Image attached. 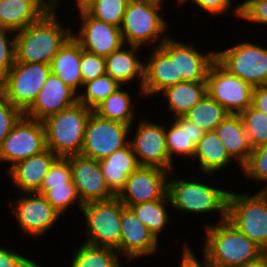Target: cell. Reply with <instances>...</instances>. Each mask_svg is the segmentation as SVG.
<instances>
[{
  "mask_svg": "<svg viewBox=\"0 0 267 267\" xmlns=\"http://www.w3.org/2000/svg\"><path fill=\"white\" fill-rule=\"evenodd\" d=\"M58 12L46 13L15 35V62L49 64L71 36L72 28L63 25Z\"/></svg>",
  "mask_w": 267,
  "mask_h": 267,
  "instance_id": "1",
  "label": "cell"
},
{
  "mask_svg": "<svg viewBox=\"0 0 267 267\" xmlns=\"http://www.w3.org/2000/svg\"><path fill=\"white\" fill-rule=\"evenodd\" d=\"M204 226L205 242L201 248L213 265L240 267L265 253L227 219L215 224L205 223Z\"/></svg>",
  "mask_w": 267,
  "mask_h": 267,
  "instance_id": "2",
  "label": "cell"
},
{
  "mask_svg": "<svg viewBox=\"0 0 267 267\" xmlns=\"http://www.w3.org/2000/svg\"><path fill=\"white\" fill-rule=\"evenodd\" d=\"M175 172L171 171L168 176L167 194L171 207L176 212L211 214V212L220 213L219 220L227 219L228 197L230 191L223 190L220 187L212 186L208 182L201 180H191L176 178Z\"/></svg>",
  "mask_w": 267,
  "mask_h": 267,
  "instance_id": "3",
  "label": "cell"
},
{
  "mask_svg": "<svg viewBox=\"0 0 267 267\" xmlns=\"http://www.w3.org/2000/svg\"><path fill=\"white\" fill-rule=\"evenodd\" d=\"M163 4L157 0L128 1L120 27L124 44L154 48L169 37V24L162 17Z\"/></svg>",
  "mask_w": 267,
  "mask_h": 267,
  "instance_id": "4",
  "label": "cell"
},
{
  "mask_svg": "<svg viewBox=\"0 0 267 267\" xmlns=\"http://www.w3.org/2000/svg\"><path fill=\"white\" fill-rule=\"evenodd\" d=\"M92 112L93 109L77 102L44 119L47 149L63 158L81 154L86 124Z\"/></svg>",
  "mask_w": 267,
  "mask_h": 267,
  "instance_id": "5",
  "label": "cell"
},
{
  "mask_svg": "<svg viewBox=\"0 0 267 267\" xmlns=\"http://www.w3.org/2000/svg\"><path fill=\"white\" fill-rule=\"evenodd\" d=\"M84 243L116 250L120 255L122 203L115 195L108 200L84 203Z\"/></svg>",
  "mask_w": 267,
  "mask_h": 267,
  "instance_id": "6",
  "label": "cell"
},
{
  "mask_svg": "<svg viewBox=\"0 0 267 267\" xmlns=\"http://www.w3.org/2000/svg\"><path fill=\"white\" fill-rule=\"evenodd\" d=\"M227 220L267 252V192H231Z\"/></svg>",
  "mask_w": 267,
  "mask_h": 267,
  "instance_id": "7",
  "label": "cell"
},
{
  "mask_svg": "<svg viewBox=\"0 0 267 267\" xmlns=\"http://www.w3.org/2000/svg\"><path fill=\"white\" fill-rule=\"evenodd\" d=\"M229 47L215 50L216 61L253 87L267 85V48L248 39Z\"/></svg>",
  "mask_w": 267,
  "mask_h": 267,
  "instance_id": "8",
  "label": "cell"
},
{
  "mask_svg": "<svg viewBox=\"0 0 267 267\" xmlns=\"http://www.w3.org/2000/svg\"><path fill=\"white\" fill-rule=\"evenodd\" d=\"M23 194V195H22ZM20 193V197L8 200L9 209L16 218L20 233L34 240L41 239L62 217L45 197L36 192ZM13 201V202H12Z\"/></svg>",
  "mask_w": 267,
  "mask_h": 267,
  "instance_id": "9",
  "label": "cell"
},
{
  "mask_svg": "<svg viewBox=\"0 0 267 267\" xmlns=\"http://www.w3.org/2000/svg\"><path fill=\"white\" fill-rule=\"evenodd\" d=\"M50 73L49 64L15 62L2 78L0 90L24 112L36 99Z\"/></svg>",
  "mask_w": 267,
  "mask_h": 267,
  "instance_id": "10",
  "label": "cell"
},
{
  "mask_svg": "<svg viewBox=\"0 0 267 267\" xmlns=\"http://www.w3.org/2000/svg\"><path fill=\"white\" fill-rule=\"evenodd\" d=\"M132 126L99 117L92 112L86 128L81 155L103 159L129 144ZM130 133V134H129Z\"/></svg>",
  "mask_w": 267,
  "mask_h": 267,
  "instance_id": "11",
  "label": "cell"
},
{
  "mask_svg": "<svg viewBox=\"0 0 267 267\" xmlns=\"http://www.w3.org/2000/svg\"><path fill=\"white\" fill-rule=\"evenodd\" d=\"M207 94L229 114H241L252 105L254 87L230 74L215 61L206 78Z\"/></svg>",
  "mask_w": 267,
  "mask_h": 267,
  "instance_id": "12",
  "label": "cell"
},
{
  "mask_svg": "<svg viewBox=\"0 0 267 267\" xmlns=\"http://www.w3.org/2000/svg\"><path fill=\"white\" fill-rule=\"evenodd\" d=\"M47 149L43 122L22 116L0 147V163H15L37 155Z\"/></svg>",
  "mask_w": 267,
  "mask_h": 267,
  "instance_id": "13",
  "label": "cell"
},
{
  "mask_svg": "<svg viewBox=\"0 0 267 267\" xmlns=\"http://www.w3.org/2000/svg\"><path fill=\"white\" fill-rule=\"evenodd\" d=\"M149 51L142 88L145 98H153L163 89L182 82V78L177 77L176 38L171 35L160 46L152 47Z\"/></svg>",
  "mask_w": 267,
  "mask_h": 267,
  "instance_id": "14",
  "label": "cell"
},
{
  "mask_svg": "<svg viewBox=\"0 0 267 267\" xmlns=\"http://www.w3.org/2000/svg\"><path fill=\"white\" fill-rule=\"evenodd\" d=\"M136 124L135 134L129 143L140 166L158 167L166 171L176 170L167 152L165 124L149 121L145 118Z\"/></svg>",
  "mask_w": 267,
  "mask_h": 267,
  "instance_id": "15",
  "label": "cell"
},
{
  "mask_svg": "<svg viewBox=\"0 0 267 267\" xmlns=\"http://www.w3.org/2000/svg\"><path fill=\"white\" fill-rule=\"evenodd\" d=\"M169 173L158 167L140 166L116 196L125 207L162 199L167 194Z\"/></svg>",
  "mask_w": 267,
  "mask_h": 267,
  "instance_id": "16",
  "label": "cell"
},
{
  "mask_svg": "<svg viewBox=\"0 0 267 267\" xmlns=\"http://www.w3.org/2000/svg\"><path fill=\"white\" fill-rule=\"evenodd\" d=\"M80 26L71 31V36L83 50L106 57L119 49L124 41L119 27L98 20L86 11L78 12Z\"/></svg>",
  "mask_w": 267,
  "mask_h": 267,
  "instance_id": "17",
  "label": "cell"
},
{
  "mask_svg": "<svg viewBox=\"0 0 267 267\" xmlns=\"http://www.w3.org/2000/svg\"><path fill=\"white\" fill-rule=\"evenodd\" d=\"M65 158L69 161L72 181L83 204L115 196L104 180L98 160L81 154Z\"/></svg>",
  "mask_w": 267,
  "mask_h": 267,
  "instance_id": "18",
  "label": "cell"
},
{
  "mask_svg": "<svg viewBox=\"0 0 267 267\" xmlns=\"http://www.w3.org/2000/svg\"><path fill=\"white\" fill-rule=\"evenodd\" d=\"M159 241L134 212L122 204L120 256L129 263L157 254ZM159 246V247H158Z\"/></svg>",
  "mask_w": 267,
  "mask_h": 267,
  "instance_id": "19",
  "label": "cell"
},
{
  "mask_svg": "<svg viewBox=\"0 0 267 267\" xmlns=\"http://www.w3.org/2000/svg\"><path fill=\"white\" fill-rule=\"evenodd\" d=\"M77 102L78 94L57 75L50 73L36 99L24 111V116L43 121Z\"/></svg>",
  "mask_w": 267,
  "mask_h": 267,
  "instance_id": "20",
  "label": "cell"
},
{
  "mask_svg": "<svg viewBox=\"0 0 267 267\" xmlns=\"http://www.w3.org/2000/svg\"><path fill=\"white\" fill-rule=\"evenodd\" d=\"M143 47L137 45L126 46L123 44L119 49L112 52L109 56L105 57V69L106 74L116 80L122 86H128L131 81H138V97L137 100L142 97V88L144 85V67L145 61H141L139 57L140 50Z\"/></svg>",
  "mask_w": 267,
  "mask_h": 267,
  "instance_id": "21",
  "label": "cell"
},
{
  "mask_svg": "<svg viewBox=\"0 0 267 267\" xmlns=\"http://www.w3.org/2000/svg\"><path fill=\"white\" fill-rule=\"evenodd\" d=\"M59 157L51 150L31 156L6 168L12 185L21 193H34L40 189L45 175Z\"/></svg>",
  "mask_w": 267,
  "mask_h": 267,
  "instance_id": "22",
  "label": "cell"
},
{
  "mask_svg": "<svg viewBox=\"0 0 267 267\" xmlns=\"http://www.w3.org/2000/svg\"><path fill=\"white\" fill-rule=\"evenodd\" d=\"M171 120H168L170 122L167 127L165 123V138L170 161L175 164L176 156L178 158L183 156V159H193L196 145L205 131L184 116Z\"/></svg>",
  "mask_w": 267,
  "mask_h": 267,
  "instance_id": "23",
  "label": "cell"
},
{
  "mask_svg": "<svg viewBox=\"0 0 267 267\" xmlns=\"http://www.w3.org/2000/svg\"><path fill=\"white\" fill-rule=\"evenodd\" d=\"M194 43L176 39L177 77L182 81H206L211 65L216 61V51L201 53Z\"/></svg>",
  "mask_w": 267,
  "mask_h": 267,
  "instance_id": "24",
  "label": "cell"
},
{
  "mask_svg": "<svg viewBox=\"0 0 267 267\" xmlns=\"http://www.w3.org/2000/svg\"><path fill=\"white\" fill-rule=\"evenodd\" d=\"M230 157L239 164V168L247 163L251 147L245 126L240 114H229L215 129Z\"/></svg>",
  "mask_w": 267,
  "mask_h": 267,
  "instance_id": "25",
  "label": "cell"
},
{
  "mask_svg": "<svg viewBox=\"0 0 267 267\" xmlns=\"http://www.w3.org/2000/svg\"><path fill=\"white\" fill-rule=\"evenodd\" d=\"M82 52V47L70 36L50 63L51 73L57 75L77 94L82 88V75L80 70Z\"/></svg>",
  "mask_w": 267,
  "mask_h": 267,
  "instance_id": "26",
  "label": "cell"
},
{
  "mask_svg": "<svg viewBox=\"0 0 267 267\" xmlns=\"http://www.w3.org/2000/svg\"><path fill=\"white\" fill-rule=\"evenodd\" d=\"M98 161L104 180L115 195L125 186L128 176L140 167L130 143Z\"/></svg>",
  "mask_w": 267,
  "mask_h": 267,
  "instance_id": "27",
  "label": "cell"
},
{
  "mask_svg": "<svg viewBox=\"0 0 267 267\" xmlns=\"http://www.w3.org/2000/svg\"><path fill=\"white\" fill-rule=\"evenodd\" d=\"M198 162V168L204 175L213 176L214 173L222 172V169L229 166L233 159L228 154L221 139L214 131L205 132L196 145L193 159Z\"/></svg>",
  "mask_w": 267,
  "mask_h": 267,
  "instance_id": "28",
  "label": "cell"
},
{
  "mask_svg": "<svg viewBox=\"0 0 267 267\" xmlns=\"http://www.w3.org/2000/svg\"><path fill=\"white\" fill-rule=\"evenodd\" d=\"M47 12L34 0H2L0 28L14 32L38 22Z\"/></svg>",
  "mask_w": 267,
  "mask_h": 267,
  "instance_id": "29",
  "label": "cell"
},
{
  "mask_svg": "<svg viewBox=\"0 0 267 267\" xmlns=\"http://www.w3.org/2000/svg\"><path fill=\"white\" fill-rule=\"evenodd\" d=\"M168 104V109L172 116L170 119L184 116L196 105L206 94V81H182L169 86L158 93Z\"/></svg>",
  "mask_w": 267,
  "mask_h": 267,
  "instance_id": "30",
  "label": "cell"
},
{
  "mask_svg": "<svg viewBox=\"0 0 267 267\" xmlns=\"http://www.w3.org/2000/svg\"><path fill=\"white\" fill-rule=\"evenodd\" d=\"M123 87L127 86H121L115 92L111 93L93 109V112L101 118L135 126L133 124L137 120L135 117L139 118V114L135 110L136 106L134 102L136 101H134L135 98L132 99L134 97L133 94L129 93V90L126 91Z\"/></svg>",
  "mask_w": 267,
  "mask_h": 267,
  "instance_id": "31",
  "label": "cell"
},
{
  "mask_svg": "<svg viewBox=\"0 0 267 267\" xmlns=\"http://www.w3.org/2000/svg\"><path fill=\"white\" fill-rule=\"evenodd\" d=\"M167 205L171 206L168 194L162 199L131 205L129 208L159 241L160 235L172 218L168 209L166 210Z\"/></svg>",
  "mask_w": 267,
  "mask_h": 267,
  "instance_id": "32",
  "label": "cell"
},
{
  "mask_svg": "<svg viewBox=\"0 0 267 267\" xmlns=\"http://www.w3.org/2000/svg\"><path fill=\"white\" fill-rule=\"evenodd\" d=\"M228 115L226 109L206 94L184 117L209 132L214 131Z\"/></svg>",
  "mask_w": 267,
  "mask_h": 267,
  "instance_id": "33",
  "label": "cell"
},
{
  "mask_svg": "<svg viewBox=\"0 0 267 267\" xmlns=\"http://www.w3.org/2000/svg\"><path fill=\"white\" fill-rule=\"evenodd\" d=\"M73 254L70 267H117L120 264L116 250L84 242Z\"/></svg>",
  "mask_w": 267,
  "mask_h": 267,
  "instance_id": "34",
  "label": "cell"
},
{
  "mask_svg": "<svg viewBox=\"0 0 267 267\" xmlns=\"http://www.w3.org/2000/svg\"><path fill=\"white\" fill-rule=\"evenodd\" d=\"M121 86L116 80L105 73L96 79L83 83L81 91L78 93V103L94 109Z\"/></svg>",
  "mask_w": 267,
  "mask_h": 267,
  "instance_id": "35",
  "label": "cell"
},
{
  "mask_svg": "<svg viewBox=\"0 0 267 267\" xmlns=\"http://www.w3.org/2000/svg\"><path fill=\"white\" fill-rule=\"evenodd\" d=\"M246 133L248 135L251 147L267 144V115L254 108L252 105L240 114Z\"/></svg>",
  "mask_w": 267,
  "mask_h": 267,
  "instance_id": "36",
  "label": "cell"
},
{
  "mask_svg": "<svg viewBox=\"0 0 267 267\" xmlns=\"http://www.w3.org/2000/svg\"><path fill=\"white\" fill-rule=\"evenodd\" d=\"M43 196L63 216L72 206H79L81 212L84 205L79 198L73 181L66 183V186H50ZM64 213V214H63Z\"/></svg>",
  "mask_w": 267,
  "mask_h": 267,
  "instance_id": "37",
  "label": "cell"
},
{
  "mask_svg": "<svg viewBox=\"0 0 267 267\" xmlns=\"http://www.w3.org/2000/svg\"><path fill=\"white\" fill-rule=\"evenodd\" d=\"M129 0H96L85 11L98 20L121 27Z\"/></svg>",
  "mask_w": 267,
  "mask_h": 267,
  "instance_id": "38",
  "label": "cell"
},
{
  "mask_svg": "<svg viewBox=\"0 0 267 267\" xmlns=\"http://www.w3.org/2000/svg\"><path fill=\"white\" fill-rule=\"evenodd\" d=\"M248 180L263 182L265 186L258 191L267 192V144L256 147L250 153L247 163L242 167Z\"/></svg>",
  "mask_w": 267,
  "mask_h": 267,
  "instance_id": "39",
  "label": "cell"
},
{
  "mask_svg": "<svg viewBox=\"0 0 267 267\" xmlns=\"http://www.w3.org/2000/svg\"><path fill=\"white\" fill-rule=\"evenodd\" d=\"M72 181L71 168L66 158L59 157L45 175L40 189L36 192L43 195L50 186H66Z\"/></svg>",
  "mask_w": 267,
  "mask_h": 267,
  "instance_id": "40",
  "label": "cell"
},
{
  "mask_svg": "<svg viewBox=\"0 0 267 267\" xmlns=\"http://www.w3.org/2000/svg\"><path fill=\"white\" fill-rule=\"evenodd\" d=\"M24 115V112L14 106L0 90V147L8 133Z\"/></svg>",
  "mask_w": 267,
  "mask_h": 267,
  "instance_id": "41",
  "label": "cell"
},
{
  "mask_svg": "<svg viewBox=\"0 0 267 267\" xmlns=\"http://www.w3.org/2000/svg\"><path fill=\"white\" fill-rule=\"evenodd\" d=\"M16 32L0 28V76L3 78L15 64Z\"/></svg>",
  "mask_w": 267,
  "mask_h": 267,
  "instance_id": "42",
  "label": "cell"
},
{
  "mask_svg": "<svg viewBox=\"0 0 267 267\" xmlns=\"http://www.w3.org/2000/svg\"><path fill=\"white\" fill-rule=\"evenodd\" d=\"M188 1L189 3L192 2V5H196L201 11H204L207 16L227 15L232 11V14L235 15L234 17L240 18V2L234 6L233 0H186L182 5L187 4Z\"/></svg>",
  "mask_w": 267,
  "mask_h": 267,
  "instance_id": "43",
  "label": "cell"
},
{
  "mask_svg": "<svg viewBox=\"0 0 267 267\" xmlns=\"http://www.w3.org/2000/svg\"><path fill=\"white\" fill-rule=\"evenodd\" d=\"M240 20L251 24L267 25V1L245 0L240 2Z\"/></svg>",
  "mask_w": 267,
  "mask_h": 267,
  "instance_id": "44",
  "label": "cell"
},
{
  "mask_svg": "<svg viewBox=\"0 0 267 267\" xmlns=\"http://www.w3.org/2000/svg\"><path fill=\"white\" fill-rule=\"evenodd\" d=\"M80 70L83 83L96 79L106 73L105 57L83 50Z\"/></svg>",
  "mask_w": 267,
  "mask_h": 267,
  "instance_id": "45",
  "label": "cell"
},
{
  "mask_svg": "<svg viewBox=\"0 0 267 267\" xmlns=\"http://www.w3.org/2000/svg\"><path fill=\"white\" fill-rule=\"evenodd\" d=\"M15 250V251H14ZM25 254L17 253V249L0 247V267H39L40 264L23 256Z\"/></svg>",
  "mask_w": 267,
  "mask_h": 267,
  "instance_id": "46",
  "label": "cell"
},
{
  "mask_svg": "<svg viewBox=\"0 0 267 267\" xmlns=\"http://www.w3.org/2000/svg\"><path fill=\"white\" fill-rule=\"evenodd\" d=\"M182 248V256L180 258L178 267H209V260L204 253H202V262H200V260L197 259L196 255L194 254L195 252H193V247L191 248L189 244L185 242Z\"/></svg>",
  "mask_w": 267,
  "mask_h": 267,
  "instance_id": "47",
  "label": "cell"
},
{
  "mask_svg": "<svg viewBox=\"0 0 267 267\" xmlns=\"http://www.w3.org/2000/svg\"><path fill=\"white\" fill-rule=\"evenodd\" d=\"M252 106L267 115V85L254 87Z\"/></svg>",
  "mask_w": 267,
  "mask_h": 267,
  "instance_id": "48",
  "label": "cell"
},
{
  "mask_svg": "<svg viewBox=\"0 0 267 267\" xmlns=\"http://www.w3.org/2000/svg\"><path fill=\"white\" fill-rule=\"evenodd\" d=\"M36 1L47 13L56 12L58 5L53 0H34Z\"/></svg>",
  "mask_w": 267,
  "mask_h": 267,
  "instance_id": "49",
  "label": "cell"
},
{
  "mask_svg": "<svg viewBox=\"0 0 267 267\" xmlns=\"http://www.w3.org/2000/svg\"><path fill=\"white\" fill-rule=\"evenodd\" d=\"M240 267H267V252L261 255L258 259L247 262Z\"/></svg>",
  "mask_w": 267,
  "mask_h": 267,
  "instance_id": "50",
  "label": "cell"
},
{
  "mask_svg": "<svg viewBox=\"0 0 267 267\" xmlns=\"http://www.w3.org/2000/svg\"><path fill=\"white\" fill-rule=\"evenodd\" d=\"M96 0H75L76 10L79 12L85 11L90 5H92Z\"/></svg>",
  "mask_w": 267,
  "mask_h": 267,
  "instance_id": "51",
  "label": "cell"
},
{
  "mask_svg": "<svg viewBox=\"0 0 267 267\" xmlns=\"http://www.w3.org/2000/svg\"><path fill=\"white\" fill-rule=\"evenodd\" d=\"M177 3V6L181 7L182 4L186 1V0H175ZM181 5V6H180Z\"/></svg>",
  "mask_w": 267,
  "mask_h": 267,
  "instance_id": "52",
  "label": "cell"
},
{
  "mask_svg": "<svg viewBox=\"0 0 267 267\" xmlns=\"http://www.w3.org/2000/svg\"><path fill=\"white\" fill-rule=\"evenodd\" d=\"M58 6L61 4V0H53ZM60 3V4H59Z\"/></svg>",
  "mask_w": 267,
  "mask_h": 267,
  "instance_id": "53",
  "label": "cell"
},
{
  "mask_svg": "<svg viewBox=\"0 0 267 267\" xmlns=\"http://www.w3.org/2000/svg\"><path fill=\"white\" fill-rule=\"evenodd\" d=\"M209 267H219V266H216V265H213L209 262Z\"/></svg>",
  "mask_w": 267,
  "mask_h": 267,
  "instance_id": "54",
  "label": "cell"
},
{
  "mask_svg": "<svg viewBox=\"0 0 267 267\" xmlns=\"http://www.w3.org/2000/svg\"><path fill=\"white\" fill-rule=\"evenodd\" d=\"M1 83H2V77L0 76V87H1Z\"/></svg>",
  "mask_w": 267,
  "mask_h": 267,
  "instance_id": "55",
  "label": "cell"
}]
</instances>
